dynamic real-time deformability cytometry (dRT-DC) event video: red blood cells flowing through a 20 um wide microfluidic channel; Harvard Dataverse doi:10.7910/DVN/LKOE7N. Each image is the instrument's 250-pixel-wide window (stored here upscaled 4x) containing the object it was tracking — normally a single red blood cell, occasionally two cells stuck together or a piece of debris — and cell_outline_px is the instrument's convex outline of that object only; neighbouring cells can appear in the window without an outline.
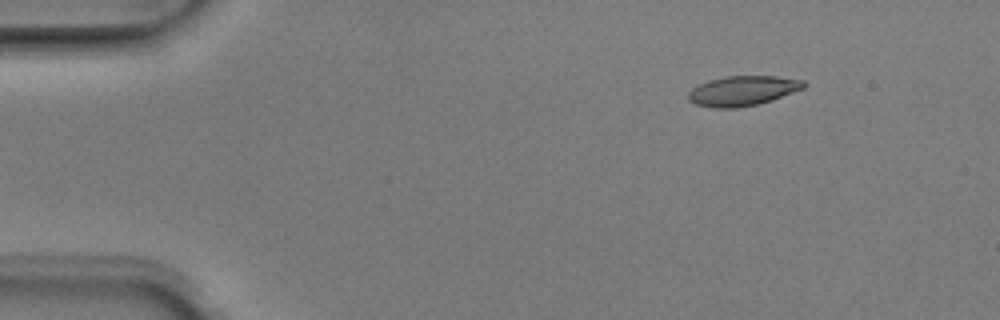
{"species": "Egyptian fruit bat (a non-hibernating species)", "species_latin": "Rousettus aegyptiacus", "temperature_condition": "room temperature", "stored_images_in_passage": 4, "camera_frame_rate_fps": 3000, "um_per_image_px": 0.085, "animal": {"sex": "male"}, "frame": {"image": 1, "passage_image": 2, "time_ms": 0.333, "image_size_px": [1000, 320], "cell_outline_px": [[808, 84], [804, 88], [772, 100], [756, 104], [736, 108], [712, 108], [696, 104], [688, 100], [688, 92], [692, 88], [708, 80], [728, 76], [776, 76], [804, 80]], "centroid_in_image_um": [63.13, 7.71], "position_along_channel_um": 21.9, "area_um2": 20.11}}